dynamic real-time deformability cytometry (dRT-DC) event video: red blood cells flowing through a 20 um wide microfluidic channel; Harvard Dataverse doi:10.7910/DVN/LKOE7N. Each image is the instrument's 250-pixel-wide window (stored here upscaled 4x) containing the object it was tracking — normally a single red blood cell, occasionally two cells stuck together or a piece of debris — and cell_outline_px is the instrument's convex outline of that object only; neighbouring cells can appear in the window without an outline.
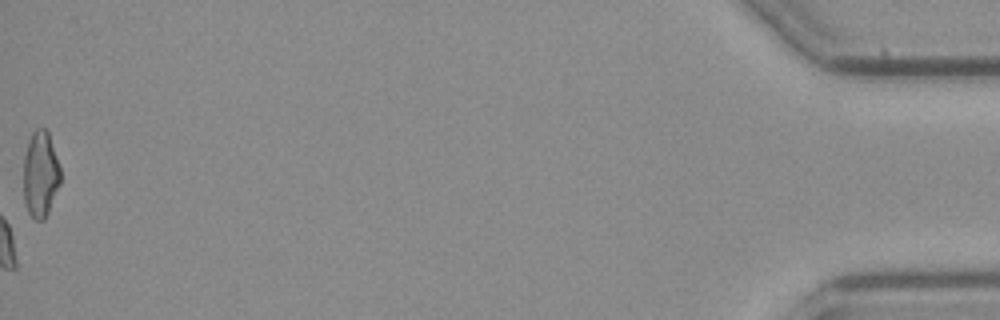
{"species": "common noctule bat (a hibernating species)", "species_latin": "Nyctalus noctula", "temperature_condition": "cold", "stored_images_in_passage": 56, "camera_frame_rate_fps": 3000, "um_per_image_px": 0.085, "animal": {"sex": "female", "body_mass_g": 21.9}, "frame": {"image": 1, "passage_image": 56, "time_ms": 18.333, "image_size_px": [1000, 320], "cell_outline_px": [[60, 184], [48, 212], [44, 220], [36, 220], [28, 212], [24, 200], [24, 156], [28, 140], [32, 132], [36, 128], [44, 128], [48, 132], [60, 168]], "centroid_in_image_um": [3.43, 14.8], "position_along_channel_um": 431.8, "area_um2": 18.44}, "authors_computed_cell_mechanics": {"area_um2": 20.3167, "velocity_mm_per_s": 3.8098, "shape_relaxation_time_tau1_ms": 9.0416, "shape_relaxation_time_tau2_ms": 5.3427, "deformation_change_tau1": 0.1324, "deformation_change_tau2": 0.0892}}